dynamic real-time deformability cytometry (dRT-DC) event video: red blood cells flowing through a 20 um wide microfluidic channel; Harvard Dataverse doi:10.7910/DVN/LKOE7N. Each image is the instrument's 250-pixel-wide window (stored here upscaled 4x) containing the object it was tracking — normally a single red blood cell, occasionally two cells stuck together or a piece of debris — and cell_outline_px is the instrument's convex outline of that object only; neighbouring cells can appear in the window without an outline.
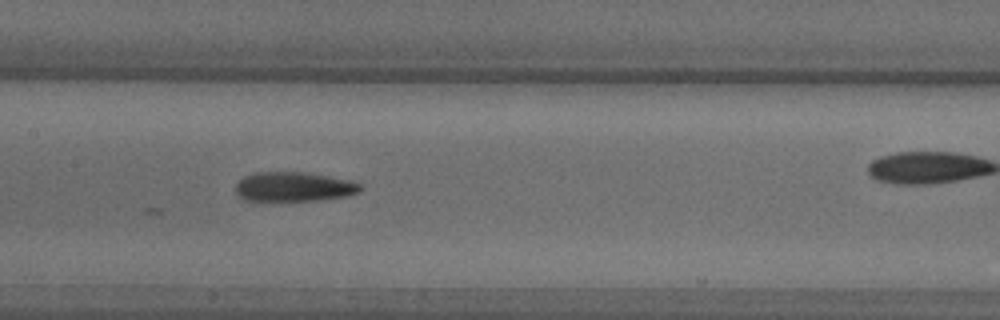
{"species": "common noctule bat (a hibernating species)", "species_latin": "Nyctalus noctula", "temperature_condition": "warm", "stored_images_in_passage": 25, "camera_frame_rate_fps": 3000, "um_per_image_px": 0.085, "animal": {"sex": "male", "body_mass_g": 18.8}, "frame": {"image": 1, "passage_image": 15, "time_ms": 4.667, "image_size_px": [1000, 320], "cell_outline_px": [[360, 192], [348, 196], [316, 200], [244, 200], [236, 192], [236, 184], [244, 176], [256, 172], [304, 172], [352, 180], [360, 184]], "centroid_in_image_um": [24.99, 15.86], "position_along_channel_um": 182.4, "area_um2": 21.27}}
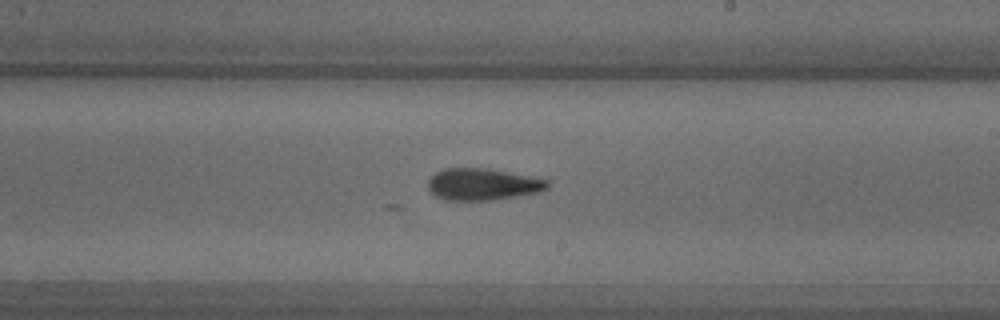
{"frame": {"image": 2, "passage_image": 18, "time_ms": 5.667, "image_size_px": [1000, 320], "cell_outline_px": [[548, 188], [536, 192], [516, 196], [492, 200], [444, 200], [436, 196], [428, 188], [428, 180], [436, 172], [444, 168], [484, 168], [548, 180]], "centroid_in_image_um": [40.97, 15.67], "position_along_channel_um": 248.0, "area_um2": 21.73}}
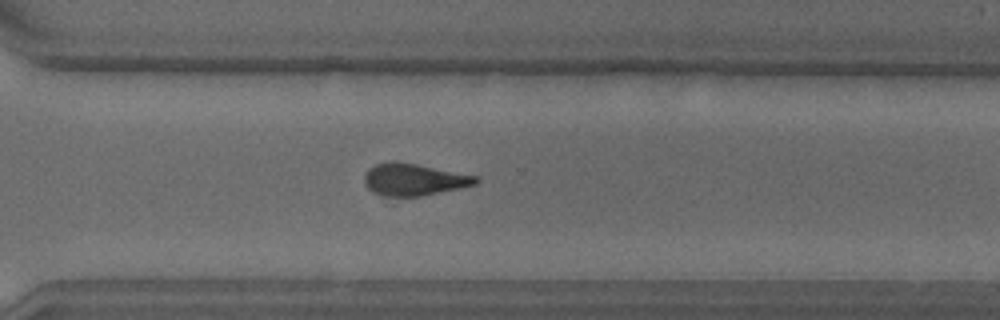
{"frame": {"image": 3, "passage_image": 22, "time_ms": 7.0, "image_size_px": [1000, 320], "cell_outline_px": [[480, 180], [476, 184], [460, 188], [420, 196], [384, 196], [372, 192], [364, 184], [364, 176], [376, 164], [392, 160], [416, 164], [480, 176]], "centroid_in_image_um": [35.21, 15.26], "position_along_channel_um": 335.4, "area_um2": 20.75}}